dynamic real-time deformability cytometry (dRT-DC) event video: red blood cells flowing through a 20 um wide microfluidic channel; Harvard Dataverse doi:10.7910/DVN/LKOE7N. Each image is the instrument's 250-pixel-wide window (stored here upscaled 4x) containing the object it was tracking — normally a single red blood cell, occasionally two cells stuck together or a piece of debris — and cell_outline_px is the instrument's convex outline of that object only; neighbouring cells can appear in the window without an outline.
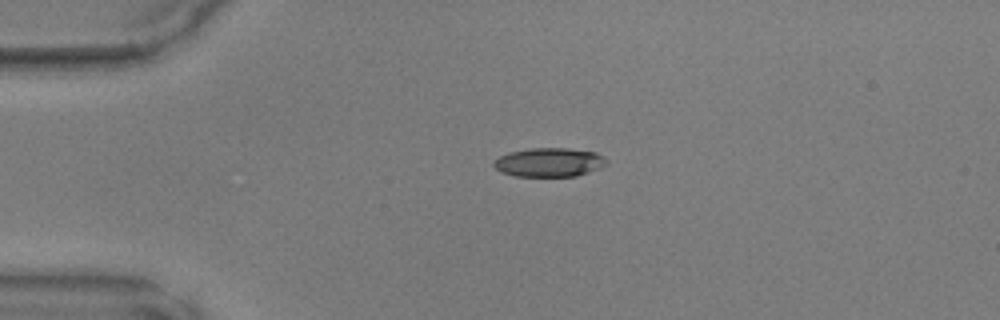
{"species": "common noctule bat (a hibernating species)", "species_latin": "Nyctalus noctula", "temperature_condition": "warm", "stored_images_in_passage": 13, "camera_frame_rate_fps": 3000, "um_per_image_px": 0.085, "animal": {"sex": "male", "body_mass_g": 17.9, "forearm_length_mm": 54.2}, "frame": {"image": 1, "passage_image": 1, "time_ms": 0.0, "image_size_px": [1000, 320], "cell_outline_px": [[608, 160], [600, 168], [576, 176], [516, 176], [500, 172], [492, 164], [492, 160], [508, 152], [532, 148], [568, 148], [596, 152], [604, 156]], "centroid_in_image_um": [46.66, 13.79], "position_along_channel_um": 38.3, "area_um2": 19.07}}